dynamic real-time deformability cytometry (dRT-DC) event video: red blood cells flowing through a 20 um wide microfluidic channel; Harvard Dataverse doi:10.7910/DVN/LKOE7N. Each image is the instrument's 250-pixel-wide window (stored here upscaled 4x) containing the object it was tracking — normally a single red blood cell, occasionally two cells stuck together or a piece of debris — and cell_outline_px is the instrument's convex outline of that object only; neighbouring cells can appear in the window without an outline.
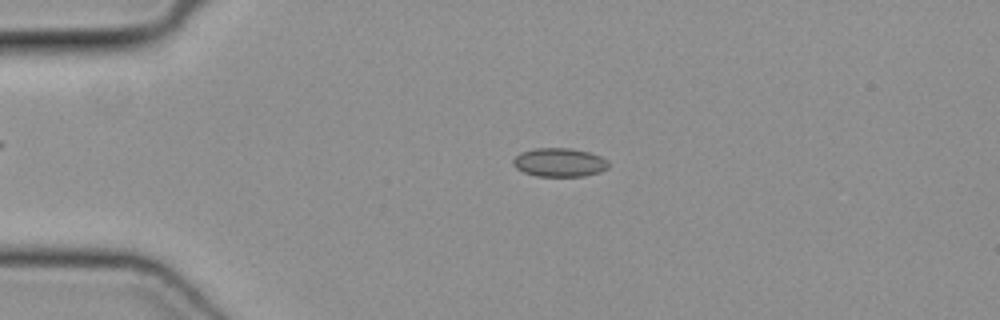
{"species": "common noctule bat (a hibernating species)", "species_latin": "Nyctalus noctula", "temperature_condition": "cold", "stored_images_in_passage": 45, "camera_frame_rate_fps": 3000, "um_per_image_px": 0.085, "animal": {"sex": "female", "body_mass_g": 19.3, "forearm_length_mm": 54.1}, "frame": {"image": 1, "passage_image": 7, "time_ms": 2.0, "image_size_px": [1000, 320], "cell_outline_px": [[608, 168], [600, 172], [584, 176], [536, 176], [524, 172], [516, 168], [512, 164], [512, 160], [520, 152], [536, 148], [572, 148], [588, 152], [600, 156], [608, 160]], "centroid_in_image_um": [47.54, 13.8], "position_along_channel_um": 37.5, "area_um2": 16.01}}
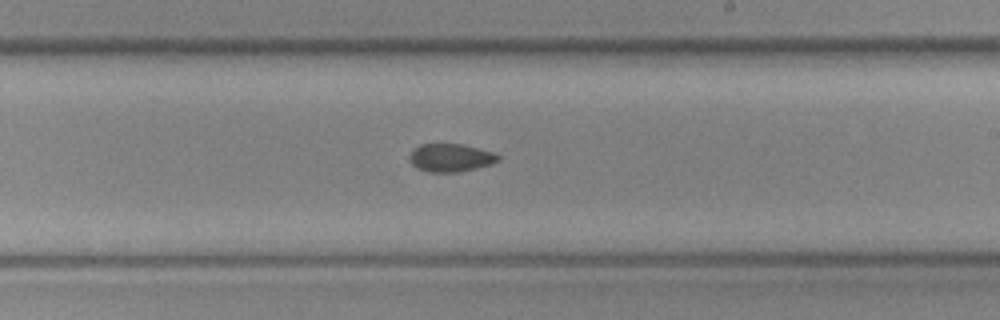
{"frame": {"image": 2, "passage_image": 25, "time_ms": 8.0, "image_size_px": [1000, 320], "cell_outline_px": [[500, 160], [492, 164], [460, 172], [428, 172], [416, 168], [408, 160], [408, 156], [412, 148], [420, 144], [460, 144], [492, 152], [500, 156]], "centroid_in_image_um": [38.25, 13.41], "position_along_channel_um": 250.8, "area_um2": 14.62}}
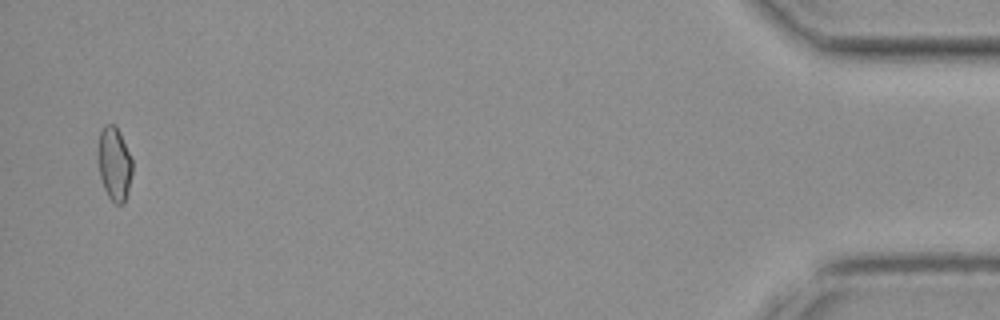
{"frame": {"image": 3, "passage_image": 44, "time_ms": 14.333, "image_size_px": [1000, 320], "cell_outline_px": [[132, 172], [128, 192], [124, 204], [116, 204], [108, 196], [104, 188], [100, 176], [100, 132], [104, 124], [116, 124], [120, 132], [132, 160]], "centroid_in_image_um": [9.76, 13.93], "position_along_channel_um": 425.4, "area_um2": 14.33}}